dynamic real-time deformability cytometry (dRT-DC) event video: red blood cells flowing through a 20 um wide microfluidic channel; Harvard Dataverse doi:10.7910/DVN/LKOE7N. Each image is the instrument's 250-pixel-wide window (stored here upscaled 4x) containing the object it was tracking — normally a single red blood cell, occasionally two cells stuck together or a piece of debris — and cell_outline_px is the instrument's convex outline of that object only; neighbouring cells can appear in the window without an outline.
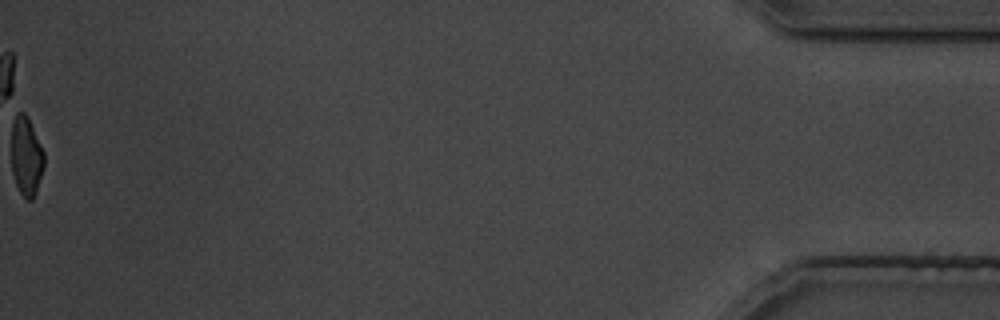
{"species": "common noctule bat (a hibernating species)", "species_latin": "Nyctalus noctula", "temperature_condition": "cold", "stored_images_in_passage": 34, "camera_frame_rate_fps": 3000, "um_per_image_px": 0.085, "animal": {"sex": "male", "body_mass_g": 19.5, "forearm_length_mm": 54.6}, "frame": {"image": 1, "passage_image": 34, "time_ms": 41.0, "image_size_px": [1000, 320], "cell_outline_px": [[44, 168], [36, 192], [32, 200], [28, 200], [20, 192], [16, 184], [12, 172], [12, 120], [16, 108], [24, 112], [28, 116], [44, 152]], "centroid_in_image_um": [2.23, 13.21], "position_along_channel_um": 433.0, "area_um2": 15.32}}